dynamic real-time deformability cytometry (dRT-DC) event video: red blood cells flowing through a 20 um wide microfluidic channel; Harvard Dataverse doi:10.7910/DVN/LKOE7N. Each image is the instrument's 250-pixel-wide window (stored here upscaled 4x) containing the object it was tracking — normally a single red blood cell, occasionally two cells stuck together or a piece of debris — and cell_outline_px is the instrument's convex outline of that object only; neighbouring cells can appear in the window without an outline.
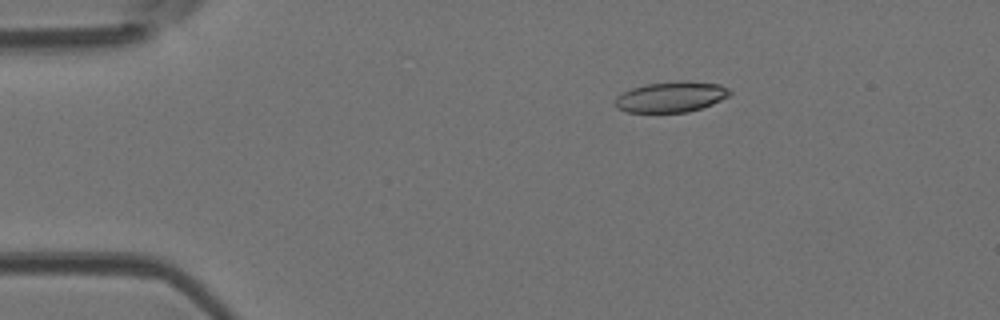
{"species": "Egyptian fruit bat (a non-hibernating species)", "species_latin": "Rousettus aegyptiacus", "temperature_condition": "room temperature", "stored_images_in_passage": 4, "camera_frame_rate_fps": 3000, "um_per_image_px": 0.085, "animal": {"sex": "female"}, "frame": {"image": 1, "passage_image": 2, "time_ms": 0.333, "image_size_px": [1000, 320], "cell_outline_px": [[732, 92], [728, 96], [712, 104], [688, 112], [628, 112], [616, 108], [616, 96], [632, 88], [644, 84], [676, 80], [688, 80], [720, 84], [728, 88]], "centroid_in_image_um": [57.05, 8.21], "position_along_channel_um": 27.9, "area_um2": 20.58}}
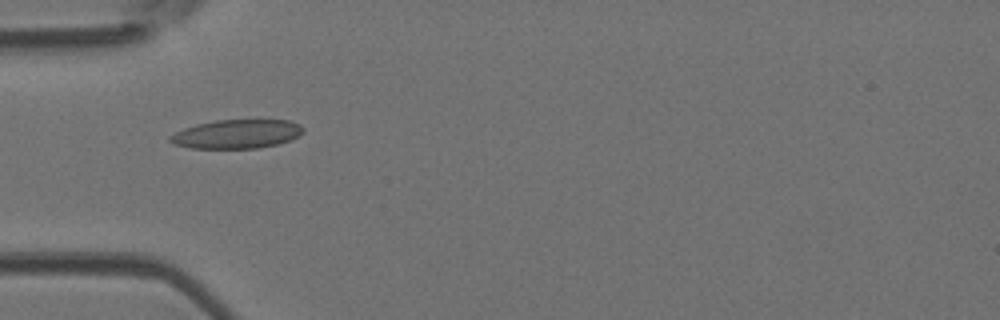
{"frame": {"image": 2, "passage_image": 4, "time_ms": 1.0, "image_size_px": [1000, 320], "cell_outline_px": [[304, 132], [300, 136], [276, 144], [256, 148], [188, 148], [172, 144], [168, 140], [168, 136], [184, 128], [196, 124], [216, 120], [288, 120], [300, 124], [304, 128]], "centroid_in_image_um": [20.1, 11.39], "position_along_channel_um": 64.9, "area_um2": 22.48}}